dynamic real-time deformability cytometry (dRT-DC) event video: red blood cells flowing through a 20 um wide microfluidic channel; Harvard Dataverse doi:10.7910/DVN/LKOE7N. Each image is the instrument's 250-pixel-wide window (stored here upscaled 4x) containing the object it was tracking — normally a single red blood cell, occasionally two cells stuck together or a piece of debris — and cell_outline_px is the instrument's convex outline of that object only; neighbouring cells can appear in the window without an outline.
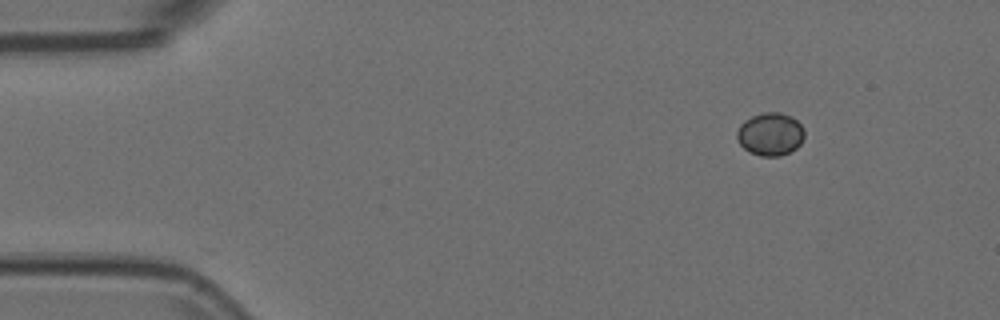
{"species": "Egyptian fruit bat (a non-hibernating species)", "species_latin": "Rousettus aegyptiacus", "temperature_condition": "room temperature", "stored_images_in_passage": 50, "camera_frame_rate_fps": 3000, "um_per_image_px": 0.085, "animal": {"sex": "female"}, "frame": {"image": 1, "passage_image": 1, "time_ms": 0.0, "image_size_px": [1000, 320], "cell_outline_px": [[804, 136], [800, 144], [796, 148], [780, 156], [760, 156], [744, 148], [740, 144], [736, 136], [736, 132], [740, 124], [744, 120], [752, 116], [764, 112], [780, 112], [792, 116], [804, 128]], "centroid_in_image_um": [65.47, 11.38], "position_along_channel_um": 19.5, "area_um2": 16.88}}
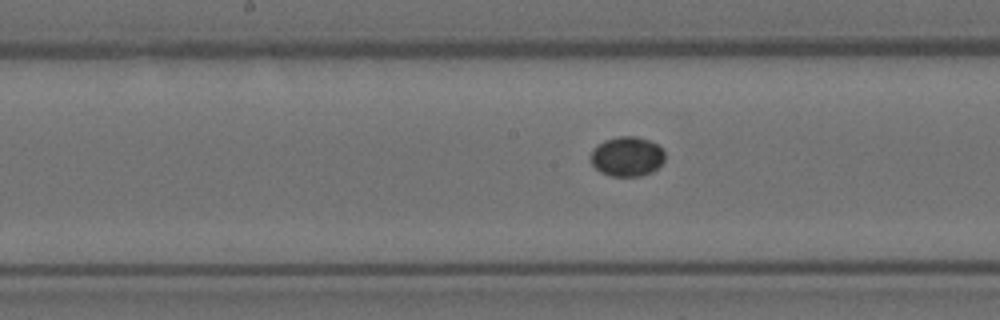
{"frame": {"image": 2, "passage_image": 22, "time_ms": 7.0, "image_size_px": [1000, 320], "cell_outline_px": [[664, 160], [652, 172], [640, 176], [612, 176], [600, 172], [592, 164], [592, 148], [596, 144], [604, 140], [616, 136], [636, 136], [648, 140], [656, 144], [664, 152]], "centroid_in_image_um": [53.27, 13.29], "position_along_channel_um": 194.9, "area_um2": 17.11}}
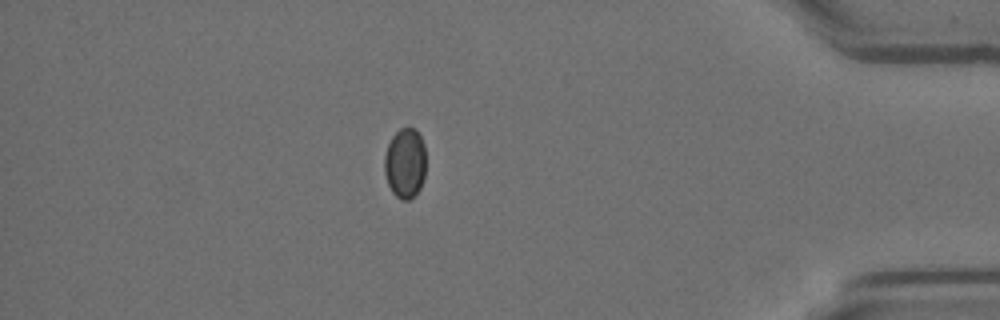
{"frame": {"image": 3, "passage_image": 42, "time_ms": 13.667, "image_size_px": [1000, 320], "cell_outline_px": [[424, 176], [420, 188], [408, 200], [400, 200], [392, 192], [388, 184], [384, 172], [384, 156], [388, 144], [392, 136], [400, 128], [408, 124], [420, 136], [424, 144]], "centroid_in_image_um": [34.4, 13.84], "position_along_channel_um": 400.8, "area_um2": 16.94}}